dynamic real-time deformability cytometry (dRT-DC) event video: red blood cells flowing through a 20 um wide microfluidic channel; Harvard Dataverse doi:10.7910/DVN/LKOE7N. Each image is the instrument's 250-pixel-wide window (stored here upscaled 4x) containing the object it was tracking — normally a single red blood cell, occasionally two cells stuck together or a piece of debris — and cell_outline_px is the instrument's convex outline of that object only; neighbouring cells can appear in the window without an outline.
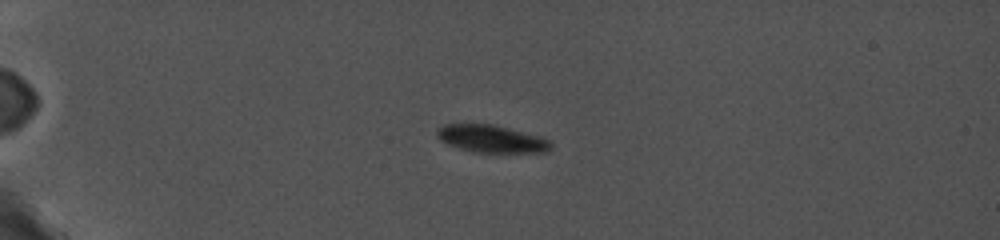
{"species": "common noctule bat (a hibernating species)", "species_latin": "Nyctalus noctula", "temperature_condition": "cold", "stored_images_in_passage": 62, "camera_frame_rate_fps": 5000, "um_per_image_px": 0.085, "animal": {"sex": "female", "body_mass_g": 19.0, "forearm_length_mm": 56.7}, "frame": {"image": 1, "passage_image": 23, "time_ms": 5.4, "image_size_px": [1000, 240], "cell_outline_px": [[552, 148], [548, 152], [472, 152], [448, 144], [440, 140], [436, 136], [436, 128], [444, 124], [492, 124], [540, 136], [548, 140], [552, 144]], "centroid_in_image_um": [41.75, 11.79], "position_along_channel_um": 43.2, "area_um2": 18.21}}
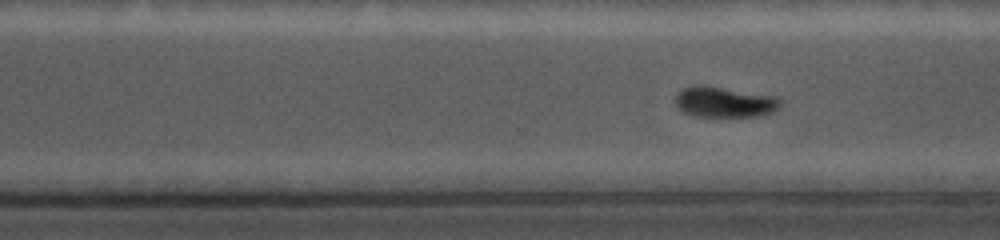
{"frame": {"image": 2, "passage_image": 49, "time_ms": 14.0, "image_size_px": [1000, 240], "cell_outline_px": [[780, 108], [764, 116], [696, 116], [684, 112], [676, 104], [676, 96], [684, 88], [720, 88], [772, 96], [780, 100]], "centroid_in_image_um": [61.65, 8.73], "position_along_channel_um": 309.0, "area_um2": 17.63}}
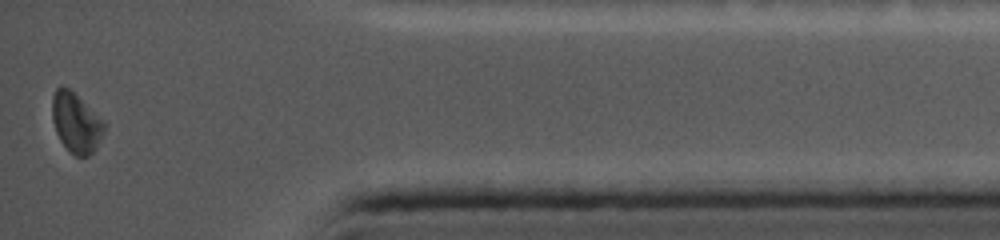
{"frame": {"image": 3, "passage_image": 62, "time_ms": 17.6, "image_size_px": [1000, 240], "cell_outline_px": [[104, 128], [96, 148], [88, 156], [76, 156], [60, 140], [56, 132], [52, 120], [52, 96], [56, 88], [60, 84], [68, 88], [104, 120]], "centroid_in_image_um": [6.43, 10.4], "position_along_channel_um": 428.8, "area_um2": 17.8}}